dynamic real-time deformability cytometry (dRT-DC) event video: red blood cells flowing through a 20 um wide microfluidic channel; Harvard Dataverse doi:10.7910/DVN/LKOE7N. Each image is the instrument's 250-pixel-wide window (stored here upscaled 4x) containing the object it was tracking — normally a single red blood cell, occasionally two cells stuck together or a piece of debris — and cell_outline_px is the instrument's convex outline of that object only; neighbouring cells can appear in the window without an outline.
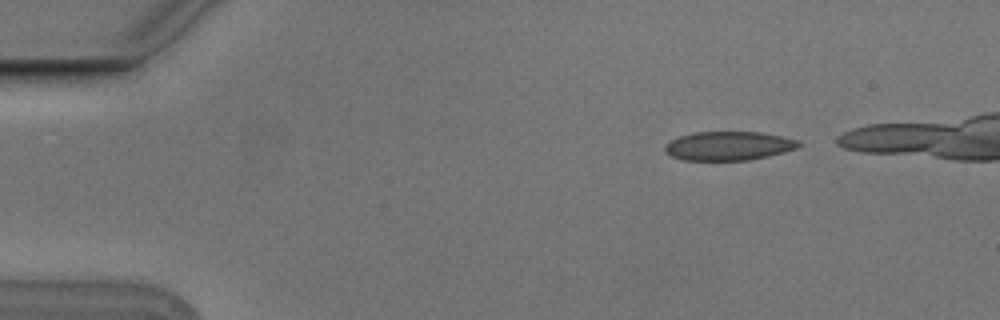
{"species": "Egyptian fruit bat (a non-hibernating species)", "species_latin": "Rousettus aegyptiacus", "temperature_condition": "cold", "stored_images_in_passage": 6, "camera_frame_rate_fps": 3000, "um_per_image_px": 0.085, "animal": {"sex": "male"}, "frame": {"image": 1, "passage_image": 1, "time_ms": 0.0, "image_size_px": [1000, 320], "cell_outline_px": [[800, 144], [796, 148], [784, 152], [768, 156], [748, 160], [684, 160], [672, 156], [664, 152], [664, 144], [680, 136], [692, 132], [760, 132], [800, 140]], "centroid_in_image_um": [61.91, 12.4], "position_along_channel_um": 23.1, "area_um2": 22.48}}
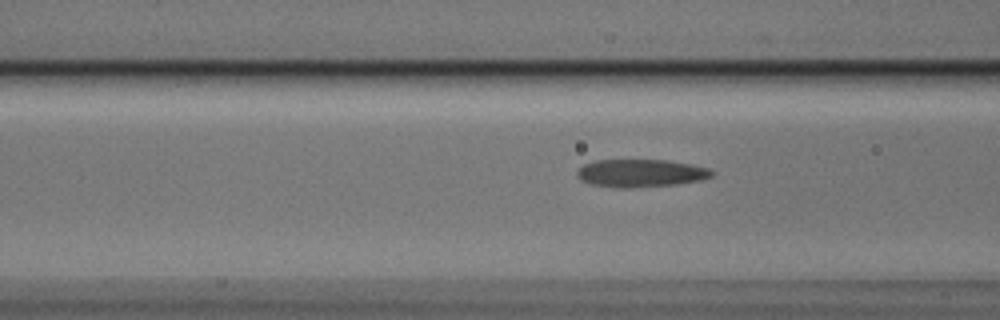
{"frame": {"image": 2, "passage_image": 6, "time_ms": 1.667, "image_size_px": [1000, 320], "cell_outline_px": [[716, 172], [712, 176], [700, 180], [676, 184], [628, 188], [616, 188], [592, 184], [580, 180], [576, 176], [576, 172], [584, 164], [596, 160], [668, 160], [692, 164], [708, 168]], "centroid_in_image_um": [54.46, 14.71], "position_along_channel_um": 112.1, "area_um2": 21.91}}